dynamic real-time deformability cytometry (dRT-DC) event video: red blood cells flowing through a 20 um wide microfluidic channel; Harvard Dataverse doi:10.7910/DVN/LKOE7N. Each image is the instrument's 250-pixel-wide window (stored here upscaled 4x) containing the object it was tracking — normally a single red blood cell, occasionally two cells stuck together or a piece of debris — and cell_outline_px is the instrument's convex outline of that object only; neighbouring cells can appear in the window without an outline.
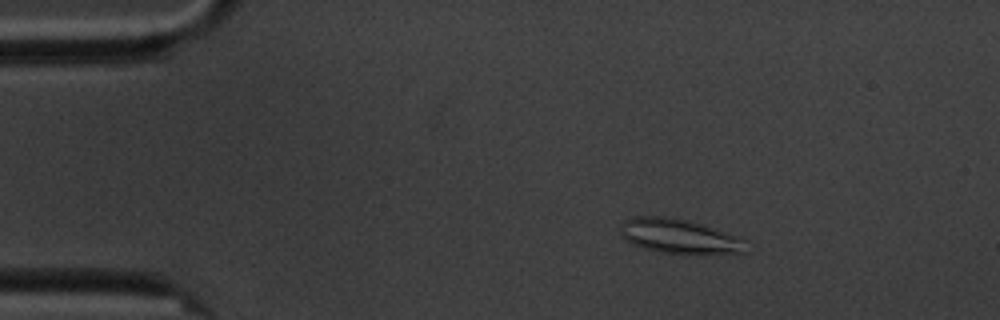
{"species": "common noctule bat (a hibernating species)", "species_latin": "Nyctalus noctula", "temperature_condition": "cold", "stored_images_in_passage": 5, "camera_frame_rate_fps": 3000, "um_per_image_px": 0.085, "animal": {"sex": "male", "body_mass_g": 20.1, "forearm_length_mm": 53.5}, "frame": {"image": 1, "passage_image": 3, "time_ms": 2.333, "image_size_px": [1000, 320], "cell_outline_px": [[748, 252], [700, 256], [660, 252], [644, 248], [624, 240], [620, 236], [624, 220], [632, 216], [664, 216], [684, 220], [700, 224], [748, 240]], "centroid_in_image_um": [57.8, 20.13], "position_along_channel_um": 27.2, "area_um2": 25.78}}